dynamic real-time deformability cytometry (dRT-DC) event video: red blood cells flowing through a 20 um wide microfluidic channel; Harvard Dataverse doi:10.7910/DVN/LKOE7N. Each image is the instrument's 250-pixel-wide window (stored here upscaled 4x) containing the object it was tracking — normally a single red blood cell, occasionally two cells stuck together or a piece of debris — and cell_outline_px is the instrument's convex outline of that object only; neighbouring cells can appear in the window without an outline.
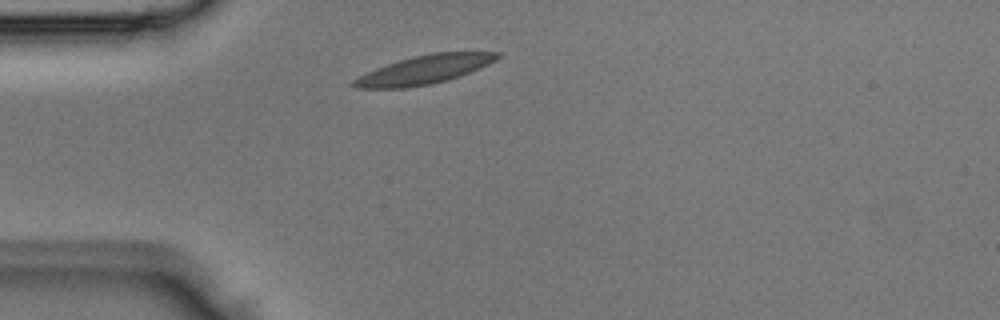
{"species": "Egyptian fruit bat (a non-hibernating species)", "species_latin": "Rousettus aegyptiacus", "temperature_condition": "room temperature", "stored_images_in_passage": 4, "camera_frame_rate_fps": 3000, "um_per_image_px": 0.085, "animal": {"sex": "male"}, "frame": {"image": 1, "passage_image": 4, "time_ms": 1.0, "image_size_px": [1000, 320], "cell_outline_px": [[504, 52], [500, 56], [488, 64], [460, 76], [432, 84], [404, 88], [356, 88], [348, 84], [352, 80], [376, 68], [412, 56], [432, 52]], "centroid_in_image_um": [36.05, 5.92], "position_along_channel_um": 49.0, "area_um2": 23.81}}